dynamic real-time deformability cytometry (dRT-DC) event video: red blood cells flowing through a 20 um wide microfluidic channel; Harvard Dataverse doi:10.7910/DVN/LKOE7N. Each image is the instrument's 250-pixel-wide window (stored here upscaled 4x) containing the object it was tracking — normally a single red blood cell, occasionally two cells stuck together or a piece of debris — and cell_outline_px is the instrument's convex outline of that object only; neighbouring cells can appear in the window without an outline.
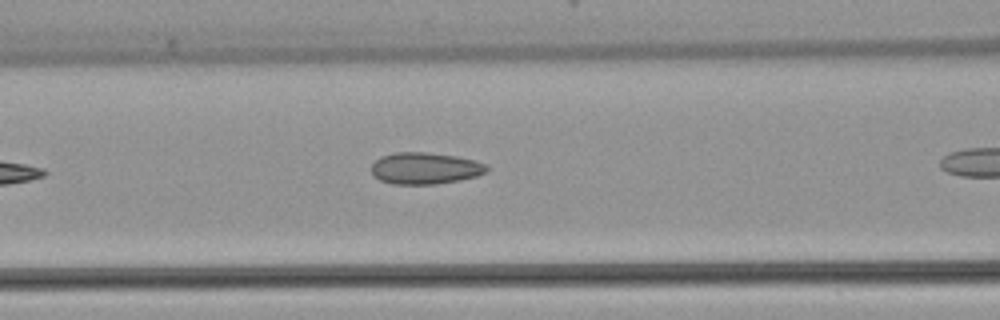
{"species": "common noctule bat (a hibernating species)", "species_latin": "Nyctalus noctula", "temperature_condition": "warm", "stored_images_in_passage": 5, "camera_frame_rate_fps": 3000, "um_per_image_px": 0.085, "animal": {"sex": "female", "body_mass_g": 22.7, "forearm_length_mm": 54.2}, "frame": {"image": 1, "passage_image": 4, "time_ms": 3.667, "image_size_px": [1000, 320], "cell_outline_px": [[488, 172], [476, 176], [460, 180], [436, 184], [392, 184], [380, 180], [372, 176], [372, 164], [380, 156], [396, 152], [424, 152], [456, 156], [472, 160], [484, 164], [488, 168]], "centroid_in_image_um": [36.1, 14.31], "position_along_channel_um": 130.5, "area_um2": 21.27}}